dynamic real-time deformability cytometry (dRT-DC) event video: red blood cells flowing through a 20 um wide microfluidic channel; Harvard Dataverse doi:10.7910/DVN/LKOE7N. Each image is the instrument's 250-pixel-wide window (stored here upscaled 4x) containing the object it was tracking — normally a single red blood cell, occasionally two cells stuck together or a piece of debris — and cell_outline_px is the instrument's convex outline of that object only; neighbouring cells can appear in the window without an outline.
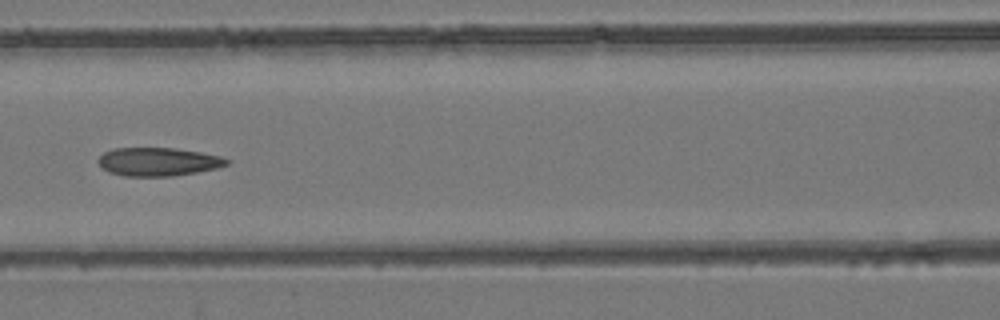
{"species": "common noctule bat (a hibernating species)", "species_latin": "Nyctalus noctula", "temperature_condition": "room temperature", "stored_images_in_passage": 8, "camera_frame_rate_fps": 3000, "um_per_image_px": 0.085, "animal": {"sex": "female", "body_mass_g": 24.6, "forearm_length_mm": 56.2}, "frame": {"image": 1, "passage_image": 7, "time_ms": 2.0, "image_size_px": [1000, 320], "cell_outline_px": [[232, 160], [228, 164], [216, 168], [196, 172], [172, 176], [124, 176], [108, 172], [100, 168], [96, 160], [104, 152], [112, 148], [176, 148], [200, 152], [220, 156]], "centroid_in_image_um": [13.4, 13.75], "position_along_channel_um": 153.2, "area_um2": 21.44}}